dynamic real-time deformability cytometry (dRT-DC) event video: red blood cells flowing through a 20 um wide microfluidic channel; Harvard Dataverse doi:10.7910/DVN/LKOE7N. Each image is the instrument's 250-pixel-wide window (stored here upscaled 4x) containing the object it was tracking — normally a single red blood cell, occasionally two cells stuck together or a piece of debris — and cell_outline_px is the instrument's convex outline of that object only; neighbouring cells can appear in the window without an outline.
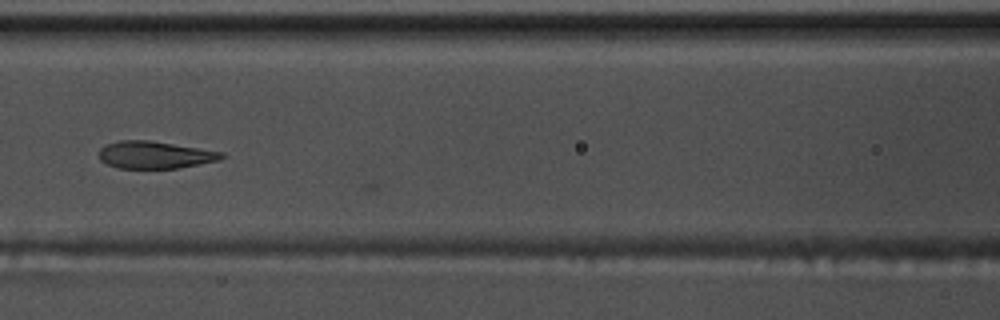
{"species": "common noctule bat (a hibernating species)", "species_latin": "Nyctalus noctula", "temperature_condition": "warm", "stored_images_in_passage": 13, "camera_frame_rate_fps": 3000, "um_per_image_px": 0.085, "animal": {"sex": "male", "body_mass_g": 17.5, "forearm_length_mm": 52.3}, "frame": {"image": 1, "passage_image": 12, "time_ms": 3.667, "image_size_px": [1000, 320], "cell_outline_px": [[224, 156], [220, 160], [176, 168], [116, 168], [100, 160], [100, 148], [104, 144], [120, 140], [148, 140], [224, 152]], "centroid_in_image_um": [13.14, 13.16], "position_along_channel_um": 153.5, "area_um2": 19.36}}